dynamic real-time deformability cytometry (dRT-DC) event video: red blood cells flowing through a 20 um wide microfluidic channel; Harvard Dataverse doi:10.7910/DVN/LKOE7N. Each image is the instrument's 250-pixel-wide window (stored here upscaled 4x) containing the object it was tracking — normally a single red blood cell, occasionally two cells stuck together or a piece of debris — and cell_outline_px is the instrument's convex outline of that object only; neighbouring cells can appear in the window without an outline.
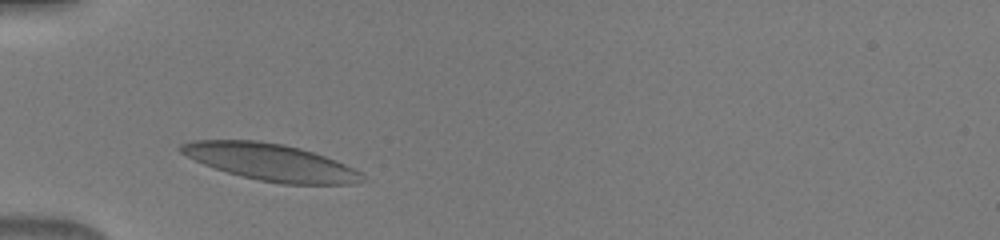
{"species": "human", "species_latin": "Homo sapiens", "temperature_condition": "warm", "stored_images_in_passage": 8, "camera_frame_rate_fps": 3000, "um_per_image_px": 0.085, "donor": {"sex": "male"}, "frame": {"image": 1, "passage_image": 2, "time_ms": 0.333, "image_size_px": [1000, 240], "cell_outline_px": [[368, 180], [352, 184], [284, 184], [260, 180], [228, 172], [204, 164], [180, 152], [176, 148], [180, 144], [192, 140], [256, 140], [284, 144], [300, 148], [336, 160], [360, 172]], "centroid_in_image_um": [23.02, 13.77], "position_along_channel_um": 62.0, "area_um2": 38.67}}